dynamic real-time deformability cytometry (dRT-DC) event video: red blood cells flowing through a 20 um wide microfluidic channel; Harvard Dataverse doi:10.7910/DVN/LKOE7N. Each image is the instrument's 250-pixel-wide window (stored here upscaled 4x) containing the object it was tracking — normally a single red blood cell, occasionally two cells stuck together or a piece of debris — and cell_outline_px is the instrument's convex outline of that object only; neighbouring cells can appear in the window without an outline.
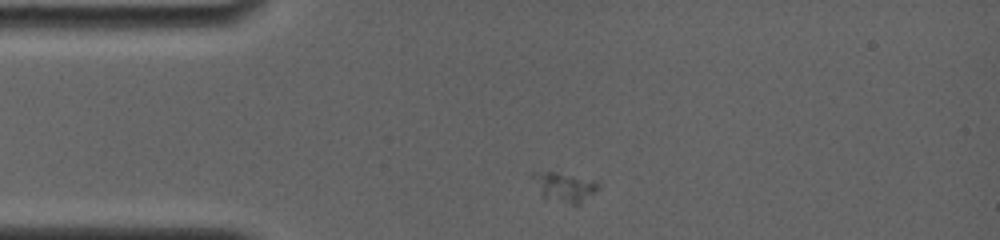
{"species": "common noctule bat (a hibernating species)", "species_latin": "Nyctalus noctula", "temperature_condition": "room temperature", "stored_images_in_passage": 2, "camera_frame_rate_fps": 4000, "um_per_image_px": 0.085, "animal": {"sex": "female", "body_mass_g": 19.0, "forearm_length_mm": 56.7}, "frame": {"image": 1, "passage_image": 1, "time_ms": 0.0, "image_size_px": [1000, 240], "cell_outline_px": [[600, 188], [576, 204], [572, 204], [544, 196], [528, 176], [528, 172], [556, 172], [600, 184]], "centroid_in_image_um": [47.86, 15.86], "position_along_channel_um": 37.1, "area_um2": 10.46}}